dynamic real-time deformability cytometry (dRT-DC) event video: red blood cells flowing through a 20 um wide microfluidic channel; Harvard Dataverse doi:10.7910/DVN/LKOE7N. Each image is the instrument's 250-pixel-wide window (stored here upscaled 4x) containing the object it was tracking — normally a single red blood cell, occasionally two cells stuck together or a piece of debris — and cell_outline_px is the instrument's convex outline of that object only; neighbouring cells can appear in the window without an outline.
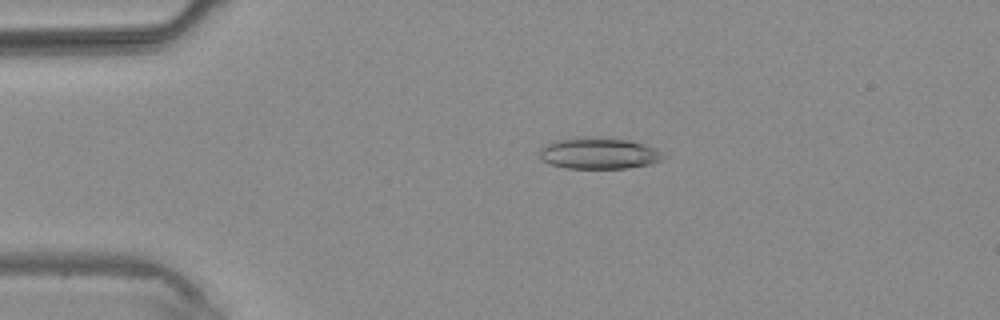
{"species": "common noctule bat (a hibernating species)", "species_latin": "Nyctalus noctula", "temperature_condition": "warm", "stored_images_in_passage": 3, "camera_frame_rate_fps": 3000, "um_per_image_px": 0.085, "animal": {"sex": "male", "body_mass_g": 20.4}, "frame": {"image": 1, "passage_image": 1, "time_ms": 0.0, "image_size_px": [1000, 320], "cell_outline_px": [[668, 156], [652, 164], [628, 168], [568, 168], [552, 164], [544, 160], [540, 156], [540, 148], [556, 140], [628, 140], [644, 144], [656, 148], [664, 152]], "centroid_in_image_um": [51.02, 13.09], "position_along_channel_um": 34.0, "area_um2": 21.56}}